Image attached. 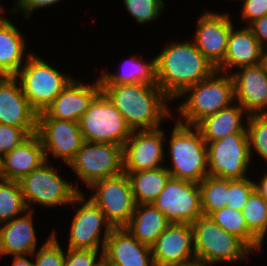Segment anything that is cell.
I'll return each mask as SVG.
<instances>
[{"mask_svg": "<svg viewBox=\"0 0 267 266\" xmlns=\"http://www.w3.org/2000/svg\"><path fill=\"white\" fill-rule=\"evenodd\" d=\"M156 85L172 100L209 77L216 67L192 42L171 43L155 57Z\"/></svg>", "mask_w": 267, "mask_h": 266, "instance_id": "cell-1", "label": "cell"}, {"mask_svg": "<svg viewBox=\"0 0 267 266\" xmlns=\"http://www.w3.org/2000/svg\"><path fill=\"white\" fill-rule=\"evenodd\" d=\"M101 90L132 131L156 130L164 119L171 118L170 99L156 84L101 85Z\"/></svg>", "mask_w": 267, "mask_h": 266, "instance_id": "cell-2", "label": "cell"}, {"mask_svg": "<svg viewBox=\"0 0 267 266\" xmlns=\"http://www.w3.org/2000/svg\"><path fill=\"white\" fill-rule=\"evenodd\" d=\"M184 95L187 98L177 106L183 120L178 118L177 121L185 125L196 126L205 117L217 113L230 106L231 103L234 104L232 76L230 73L215 70L209 77L189 87L180 97L183 98Z\"/></svg>", "mask_w": 267, "mask_h": 266, "instance_id": "cell-3", "label": "cell"}, {"mask_svg": "<svg viewBox=\"0 0 267 266\" xmlns=\"http://www.w3.org/2000/svg\"><path fill=\"white\" fill-rule=\"evenodd\" d=\"M175 123L169 140L172 167L166 169L173 178L200 183L208 176L207 144L196 126Z\"/></svg>", "mask_w": 267, "mask_h": 266, "instance_id": "cell-4", "label": "cell"}, {"mask_svg": "<svg viewBox=\"0 0 267 266\" xmlns=\"http://www.w3.org/2000/svg\"><path fill=\"white\" fill-rule=\"evenodd\" d=\"M191 226L195 257L206 266L244 261L253 252L240 238L228 233L209 216L202 215Z\"/></svg>", "mask_w": 267, "mask_h": 266, "instance_id": "cell-5", "label": "cell"}, {"mask_svg": "<svg viewBox=\"0 0 267 266\" xmlns=\"http://www.w3.org/2000/svg\"><path fill=\"white\" fill-rule=\"evenodd\" d=\"M15 77L20 80L24 95L38 114L44 112L73 79L33 53Z\"/></svg>", "mask_w": 267, "mask_h": 266, "instance_id": "cell-6", "label": "cell"}, {"mask_svg": "<svg viewBox=\"0 0 267 266\" xmlns=\"http://www.w3.org/2000/svg\"><path fill=\"white\" fill-rule=\"evenodd\" d=\"M84 141L115 143L124 146L133 132L125 119L101 90L80 117Z\"/></svg>", "mask_w": 267, "mask_h": 266, "instance_id": "cell-7", "label": "cell"}, {"mask_svg": "<svg viewBox=\"0 0 267 266\" xmlns=\"http://www.w3.org/2000/svg\"><path fill=\"white\" fill-rule=\"evenodd\" d=\"M22 194L28 210L33 211L31 204L36 203L44 207H55L71 204L74 197L81 192L78 186H73L60 177L57 169L44 162L39 168L19 181Z\"/></svg>", "mask_w": 267, "mask_h": 266, "instance_id": "cell-8", "label": "cell"}, {"mask_svg": "<svg viewBox=\"0 0 267 266\" xmlns=\"http://www.w3.org/2000/svg\"><path fill=\"white\" fill-rule=\"evenodd\" d=\"M68 165L89 188L96 181L123 172V146L84 141Z\"/></svg>", "mask_w": 267, "mask_h": 266, "instance_id": "cell-9", "label": "cell"}, {"mask_svg": "<svg viewBox=\"0 0 267 266\" xmlns=\"http://www.w3.org/2000/svg\"><path fill=\"white\" fill-rule=\"evenodd\" d=\"M206 144L209 176L228 180L247 178L251 159L247 133H232Z\"/></svg>", "mask_w": 267, "mask_h": 266, "instance_id": "cell-10", "label": "cell"}, {"mask_svg": "<svg viewBox=\"0 0 267 266\" xmlns=\"http://www.w3.org/2000/svg\"><path fill=\"white\" fill-rule=\"evenodd\" d=\"M94 190L90 199L105 214L113 228L125 227L136 207L130 182L125 172L96 181L90 186Z\"/></svg>", "mask_w": 267, "mask_h": 266, "instance_id": "cell-11", "label": "cell"}, {"mask_svg": "<svg viewBox=\"0 0 267 266\" xmlns=\"http://www.w3.org/2000/svg\"><path fill=\"white\" fill-rule=\"evenodd\" d=\"M84 196V193L79 192L71 203L81 205L76 209L72 219L68 248L100 250L99 247H101V252H103L106 239L113 227L101 209L90 198L86 200ZM103 226L105 230L102 239L101 229Z\"/></svg>", "mask_w": 267, "mask_h": 266, "instance_id": "cell-12", "label": "cell"}, {"mask_svg": "<svg viewBox=\"0 0 267 266\" xmlns=\"http://www.w3.org/2000/svg\"><path fill=\"white\" fill-rule=\"evenodd\" d=\"M152 204L170 223L192 224L203 215L199 183L173 177Z\"/></svg>", "mask_w": 267, "mask_h": 266, "instance_id": "cell-13", "label": "cell"}, {"mask_svg": "<svg viewBox=\"0 0 267 266\" xmlns=\"http://www.w3.org/2000/svg\"><path fill=\"white\" fill-rule=\"evenodd\" d=\"M37 134L47 162L52 154L68 165L84 143L78 122L52 119L45 112L38 114Z\"/></svg>", "mask_w": 267, "mask_h": 266, "instance_id": "cell-14", "label": "cell"}, {"mask_svg": "<svg viewBox=\"0 0 267 266\" xmlns=\"http://www.w3.org/2000/svg\"><path fill=\"white\" fill-rule=\"evenodd\" d=\"M164 131H133L123 146V172H140L163 167Z\"/></svg>", "mask_w": 267, "mask_h": 266, "instance_id": "cell-15", "label": "cell"}, {"mask_svg": "<svg viewBox=\"0 0 267 266\" xmlns=\"http://www.w3.org/2000/svg\"><path fill=\"white\" fill-rule=\"evenodd\" d=\"M241 69V70H240ZM234 83V99L247 115L267 114V64L239 68L230 73Z\"/></svg>", "mask_w": 267, "mask_h": 266, "instance_id": "cell-16", "label": "cell"}, {"mask_svg": "<svg viewBox=\"0 0 267 266\" xmlns=\"http://www.w3.org/2000/svg\"><path fill=\"white\" fill-rule=\"evenodd\" d=\"M233 26L228 13L210 11L203 13L198 19L193 43L216 68L224 60Z\"/></svg>", "mask_w": 267, "mask_h": 266, "instance_id": "cell-17", "label": "cell"}, {"mask_svg": "<svg viewBox=\"0 0 267 266\" xmlns=\"http://www.w3.org/2000/svg\"><path fill=\"white\" fill-rule=\"evenodd\" d=\"M17 82L15 76L0 77V123L20 127L32 135L37 133L38 113Z\"/></svg>", "mask_w": 267, "mask_h": 266, "instance_id": "cell-18", "label": "cell"}, {"mask_svg": "<svg viewBox=\"0 0 267 266\" xmlns=\"http://www.w3.org/2000/svg\"><path fill=\"white\" fill-rule=\"evenodd\" d=\"M151 250L154 266L177 265L196 259L191 224L171 223Z\"/></svg>", "mask_w": 267, "mask_h": 266, "instance_id": "cell-19", "label": "cell"}, {"mask_svg": "<svg viewBox=\"0 0 267 266\" xmlns=\"http://www.w3.org/2000/svg\"><path fill=\"white\" fill-rule=\"evenodd\" d=\"M103 261L108 266H154L151 247L140 243L124 227L113 228L107 237Z\"/></svg>", "mask_w": 267, "mask_h": 266, "instance_id": "cell-20", "label": "cell"}, {"mask_svg": "<svg viewBox=\"0 0 267 266\" xmlns=\"http://www.w3.org/2000/svg\"><path fill=\"white\" fill-rule=\"evenodd\" d=\"M100 91L99 79L91 86L72 79L44 112L52 119L78 122Z\"/></svg>", "mask_w": 267, "mask_h": 266, "instance_id": "cell-21", "label": "cell"}, {"mask_svg": "<svg viewBox=\"0 0 267 266\" xmlns=\"http://www.w3.org/2000/svg\"><path fill=\"white\" fill-rule=\"evenodd\" d=\"M46 162L43 144L37 133L0 158V178L19 181Z\"/></svg>", "mask_w": 267, "mask_h": 266, "instance_id": "cell-22", "label": "cell"}, {"mask_svg": "<svg viewBox=\"0 0 267 266\" xmlns=\"http://www.w3.org/2000/svg\"><path fill=\"white\" fill-rule=\"evenodd\" d=\"M233 26L227 44V51L223 62L216 70L229 73L231 67H247L264 62L265 51L249 26L234 29Z\"/></svg>", "mask_w": 267, "mask_h": 266, "instance_id": "cell-23", "label": "cell"}, {"mask_svg": "<svg viewBox=\"0 0 267 266\" xmlns=\"http://www.w3.org/2000/svg\"><path fill=\"white\" fill-rule=\"evenodd\" d=\"M33 211L1 224L0 226V256L13 255L32 257L36 251L37 238L34 229Z\"/></svg>", "mask_w": 267, "mask_h": 266, "instance_id": "cell-24", "label": "cell"}, {"mask_svg": "<svg viewBox=\"0 0 267 266\" xmlns=\"http://www.w3.org/2000/svg\"><path fill=\"white\" fill-rule=\"evenodd\" d=\"M25 48L22 33L13 23L0 15V77L17 75L32 54L24 56Z\"/></svg>", "mask_w": 267, "mask_h": 266, "instance_id": "cell-25", "label": "cell"}, {"mask_svg": "<svg viewBox=\"0 0 267 266\" xmlns=\"http://www.w3.org/2000/svg\"><path fill=\"white\" fill-rule=\"evenodd\" d=\"M171 223L153 204L136 205L129 223L124 227L140 243L151 247Z\"/></svg>", "mask_w": 267, "mask_h": 266, "instance_id": "cell-26", "label": "cell"}, {"mask_svg": "<svg viewBox=\"0 0 267 266\" xmlns=\"http://www.w3.org/2000/svg\"><path fill=\"white\" fill-rule=\"evenodd\" d=\"M246 111L237 103L217 113L205 117L196 127L201 131L206 143L217 141L232 133H247L242 118ZM244 115V116H243Z\"/></svg>", "mask_w": 267, "mask_h": 266, "instance_id": "cell-27", "label": "cell"}, {"mask_svg": "<svg viewBox=\"0 0 267 266\" xmlns=\"http://www.w3.org/2000/svg\"><path fill=\"white\" fill-rule=\"evenodd\" d=\"M125 173L128 176L136 205L152 204L171 177L164 165L154 170Z\"/></svg>", "mask_w": 267, "mask_h": 266, "instance_id": "cell-28", "label": "cell"}, {"mask_svg": "<svg viewBox=\"0 0 267 266\" xmlns=\"http://www.w3.org/2000/svg\"><path fill=\"white\" fill-rule=\"evenodd\" d=\"M127 62V63H126ZM121 73L103 72L99 78L101 85H117V84H137L147 83L156 84V67L155 57L148 63H144L142 59L134 56L123 62ZM127 66H126V65ZM125 66V67H124Z\"/></svg>", "mask_w": 267, "mask_h": 266, "instance_id": "cell-29", "label": "cell"}, {"mask_svg": "<svg viewBox=\"0 0 267 266\" xmlns=\"http://www.w3.org/2000/svg\"><path fill=\"white\" fill-rule=\"evenodd\" d=\"M221 228L240 238L254 253L261 249L262 243L248 230L242 211L223 207L209 215Z\"/></svg>", "mask_w": 267, "mask_h": 266, "instance_id": "cell-30", "label": "cell"}, {"mask_svg": "<svg viewBox=\"0 0 267 266\" xmlns=\"http://www.w3.org/2000/svg\"><path fill=\"white\" fill-rule=\"evenodd\" d=\"M27 211L19 182L0 178V225Z\"/></svg>", "mask_w": 267, "mask_h": 266, "instance_id": "cell-31", "label": "cell"}, {"mask_svg": "<svg viewBox=\"0 0 267 266\" xmlns=\"http://www.w3.org/2000/svg\"><path fill=\"white\" fill-rule=\"evenodd\" d=\"M242 214L248 230L263 244L267 233V201L254 190L245 203Z\"/></svg>", "mask_w": 267, "mask_h": 266, "instance_id": "cell-32", "label": "cell"}, {"mask_svg": "<svg viewBox=\"0 0 267 266\" xmlns=\"http://www.w3.org/2000/svg\"><path fill=\"white\" fill-rule=\"evenodd\" d=\"M201 207L204 216L225 207L227 201L228 179L207 176L200 183Z\"/></svg>", "mask_w": 267, "mask_h": 266, "instance_id": "cell-33", "label": "cell"}, {"mask_svg": "<svg viewBox=\"0 0 267 266\" xmlns=\"http://www.w3.org/2000/svg\"><path fill=\"white\" fill-rule=\"evenodd\" d=\"M246 120L250 157L255 150L267 162V114L248 115Z\"/></svg>", "mask_w": 267, "mask_h": 266, "instance_id": "cell-34", "label": "cell"}, {"mask_svg": "<svg viewBox=\"0 0 267 266\" xmlns=\"http://www.w3.org/2000/svg\"><path fill=\"white\" fill-rule=\"evenodd\" d=\"M126 10L139 24L152 22L164 9L163 0H123Z\"/></svg>", "mask_w": 267, "mask_h": 266, "instance_id": "cell-35", "label": "cell"}, {"mask_svg": "<svg viewBox=\"0 0 267 266\" xmlns=\"http://www.w3.org/2000/svg\"><path fill=\"white\" fill-rule=\"evenodd\" d=\"M56 232L52 231L37 252H33L34 266H64L65 253L57 241Z\"/></svg>", "mask_w": 267, "mask_h": 266, "instance_id": "cell-36", "label": "cell"}, {"mask_svg": "<svg viewBox=\"0 0 267 266\" xmlns=\"http://www.w3.org/2000/svg\"><path fill=\"white\" fill-rule=\"evenodd\" d=\"M254 190V181L249 178L241 180H228L227 201L225 206L242 211L250 194Z\"/></svg>", "mask_w": 267, "mask_h": 266, "instance_id": "cell-37", "label": "cell"}, {"mask_svg": "<svg viewBox=\"0 0 267 266\" xmlns=\"http://www.w3.org/2000/svg\"><path fill=\"white\" fill-rule=\"evenodd\" d=\"M29 136L20 127L0 123V158L20 145Z\"/></svg>", "mask_w": 267, "mask_h": 266, "instance_id": "cell-38", "label": "cell"}, {"mask_svg": "<svg viewBox=\"0 0 267 266\" xmlns=\"http://www.w3.org/2000/svg\"><path fill=\"white\" fill-rule=\"evenodd\" d=\"M99 251L100 250L68 248L65 253L64 266H98L103 261V252Z\"/></svg>", "mask_w": 267, "mask_h": 266, "instance_id": "cell-39", "label": "cell"}, {"mask_svg": "<svg viewBox=\"0 0 267 266\" xmlns=\"http://www.w3.org/2000/svg\"><path fill=\"white\" fill-rule=\"evenodd\" d=\"M242 3L241 18L250 24L267 15V0H245Z\"/></svg>", "mask_w": 267, "mask_h": 266, "instance_id": "cell-40", "label": "cell"}, {"mask_svg": "<svg viewBox=\"0 0 267 266\" xmlns=\"http://www.w3.org/2000/svg\"><path fill=\"white\" fill-rule=\"evenodd\" d=\"M15 6L12 8V12H21L23 11L25 19L30 18V14L33 13L36 8L47 7L50 5H55L61 0H16Z\"/></svg>", "mask_w": 267, "mask_h": 266, "instance_id": "cell-41", "label": "cell"}, {"mask_svg": "<svg viewBox=\"0 0 267 266\" xmlns=\"http://www.w3.org/2000/svg\"><path fill=\"white\" fill-rule=\"evenodd\" d=\"M248 26L251 28L254 36L257 38L263 50L266 52L267 49L265 48L267 47V15L260 19L255 20Z\"/></svg>", "mask_w": 267, "mask_h": 266, "instance_id": "cell-42", "label": "cell"}, {"mask_svg": "<svg viewBox=\"0 0 267 266\" xmlns=\"http://www.w3.org/2000/svg\"><path fill=\"white\" fill-rule=\"evenodd\" d=\"M255 190L267 201V173L261 178L259 183L254 182Z\"/></svg>", "mask_w": 267, "mask_h": 266, "instance_id": "cell-43", "label": "cell"}, {"mask_svg": "<svg viewBox=\"0 0 267 266\" xmlns=\"http://www.w3.org/2000/svg\"><path fill=\"white\" fill-rule=\"evenodd\" d=\"M12 266H34V262L27 259V255L14 256Z\"/></svg>", "mask_w": 267, "mask_h": 266, "instance_id": "cell-44", "label": "cell"}, {"mask_svg": "<svg viewBox=\"0 0 267 266\" xmlns=\"http://www.w3.org/2000/svg\"><path fill=\"white\" fill-rule=\"evenodd\" d=\"M170 266H206L203 264L201 261L194 259L190 262L182 263V264H177V265H170Z\"/></svg>", "mask_w": 267, "mask_h": 266, "instance_id": "cell-45", "label": "cell"}, {"mask_svg": "<svg viewBox=\"0 0 267 266\" xmlns=\"http://www.w3.org/2000/svg\"><path fill=\"white\" fill-rule=\"evenodd\" d=\"M98 266H108L104 261H102Z\"/></svg>", "mask_w": 267, "mask_h": 266, "instance_id": "cell-46", "label": "cell"}, {"mask_svg": "<svg viewBox=\"0 0 267 266\" xmlns=\"http://www.w3.org/2000/svg\"><path fill=\"white\" fill-rule=\"evenodd\" d=\"M264 61L267 64V51L265 52V59H264Z\"/></svg>", "mask_w": 267, "mask_h": 266, "instance_id": "cell-47", "label": "cell"}, {"mask_svg": "<svg viewBox=\"0 0 267 266\" xmlns=\"http://www.w3.org/2000/svg\"><path fill=\"white\" fill-rule=\"evenodd\" d=\"M3 11H4V7H0V12L2 13Z\"/></svg>", "mask_w": 267, "mask_h": 266, "instance_id": "cell-48", "label": "cell"}]
</instances>
